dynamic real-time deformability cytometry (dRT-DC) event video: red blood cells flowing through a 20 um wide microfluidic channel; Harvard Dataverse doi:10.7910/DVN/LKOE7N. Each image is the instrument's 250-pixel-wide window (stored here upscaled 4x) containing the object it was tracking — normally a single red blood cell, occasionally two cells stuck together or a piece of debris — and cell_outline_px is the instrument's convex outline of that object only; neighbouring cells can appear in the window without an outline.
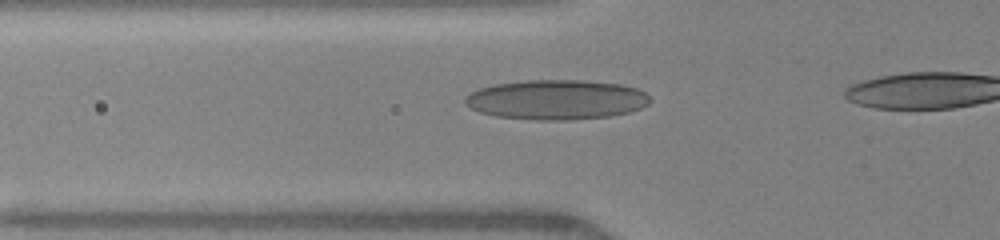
{"species": "human", "species_latin": "Homo sapiens", "temperature_condition": "warm", "stored_images_in_passage": 14, "camera_frame_rate_fps": 3000, "um_per_image_px": 0.085, "donor": {"sex": "female"}, "frame": {"image": 1, "passage_image": 7, "time_ms": 2.0, "image_size_px": [1000, 240], "cell_outline_px": [[652, 100], [648, 104], [640, 108], [628, 112], [608, 116], [568, 120], [536, 120], [496, 116], [480, 112], [464, 104], [464, 100], [472, 92], [480, 88], [496, 84], [528, 80], [584, 80], [620, 84], [636, 88], [644, 92]], "centroid_in_image_um": [47.31, 8.47], "position_along_channel_um": 78.5, "area_um2": 42.66}}
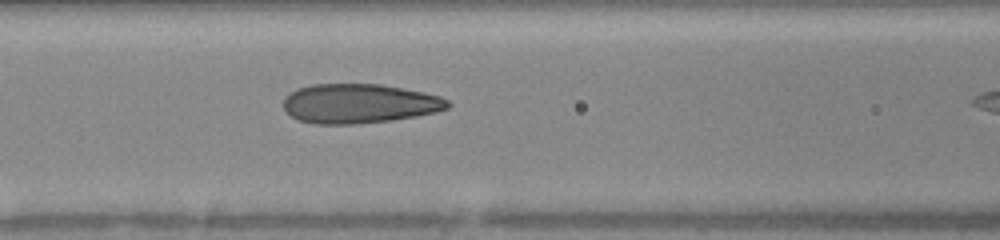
{"frame": {"image": 2, "passage_image": 10, "time_ms": 3.333, "image_size_px": [1000, 240], "cell_outline_px": [[452, 104], [448, 108], [436, 112], [416, 116], [392, 120], [352, 124], [316, 124], [300, 120], [292, 116], [284, 108], [284, 100], [296, 88], [312, 84], [380, 84], [424, 92], [440, 96], [448, 100]], "centroid_in_image_um": [30.57, 8.8], "position_along_channel_um": 136.0, "area_um2": 37.63}}